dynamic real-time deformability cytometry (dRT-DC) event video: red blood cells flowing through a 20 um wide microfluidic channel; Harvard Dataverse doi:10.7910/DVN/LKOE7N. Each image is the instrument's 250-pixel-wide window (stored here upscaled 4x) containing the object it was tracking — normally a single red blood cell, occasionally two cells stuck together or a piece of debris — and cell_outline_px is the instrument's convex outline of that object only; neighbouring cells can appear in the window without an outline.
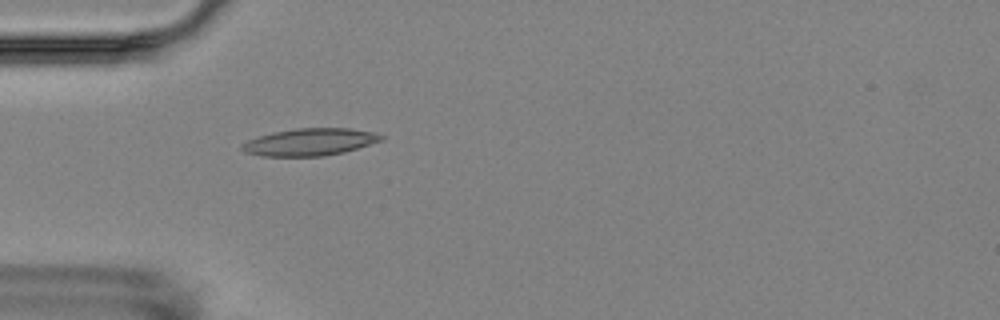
{"species": "Egyptian fruit bat (a non-hibernating species)", "species_latin": "Rousettus aegyptiacus", "temperature_condition": "room temperature", "stored_images_in_passage": 2, "camera_frame_rate_fps": 3000, "um_per_image_px": 0.085, "animal": {"sex": "female"}, "frame": {"image": 1, "passage_image": 2, "time_ms": 2.0, "image_size_px": [1000, 320], "cell_outline_px": [[384, 140], [344, 152], [324, 156], [260, 156], [244, 152], [240, 148], [240, 144], [248, 140], [272, 132], [296, 128], [352, 128], [372, 132], [384, 136]], "centroid_in_image_um": [26.32, 12.07], "position_along_channel_um": 58.7, "area_um2": 22.2}}